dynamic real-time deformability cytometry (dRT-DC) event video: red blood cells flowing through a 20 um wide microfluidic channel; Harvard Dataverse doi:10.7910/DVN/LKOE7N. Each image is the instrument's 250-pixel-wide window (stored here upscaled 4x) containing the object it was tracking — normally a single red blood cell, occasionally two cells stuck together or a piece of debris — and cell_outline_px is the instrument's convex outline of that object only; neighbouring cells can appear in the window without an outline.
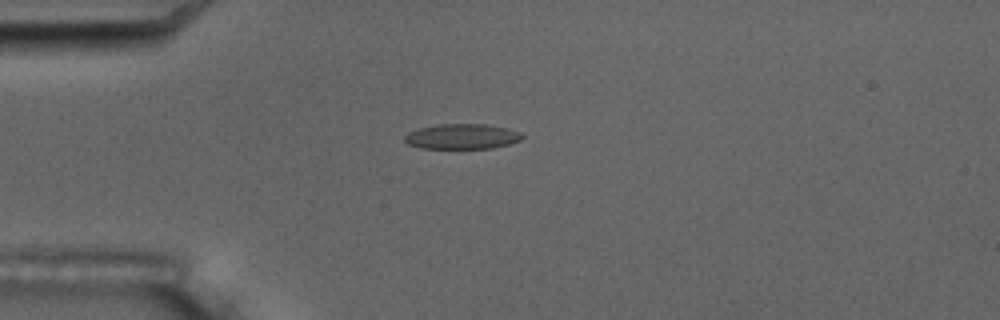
{"species": "common noctule bat (a hibernating species)", "species_latin": "Nyctalus noctula", "temperature_condition": "room temperature", "stored_images_in_passage": 7, "camera_frame_rate_fps": 3000, "um_per_image_px": 0.085, "animal": {"sex": "male", "body_mass_g": 17.5, "forearm_length_mm": 52.3}, "frame": {"image": 1, "passage_image": 3, "time_ms": 2.333, "image_size_px": [1000, 320], "cell_outline_px": [[524, 136], [520, 140], [508, 144], [492, 148], [420, 148], [408, 144], [404, 140], [404, 136], [408, 132], [420, 128], [440, 124], [484, 124], [508, 128], [520, 132]], "centroid_in_image_um": [39.27, 11.6], "position_along_channel_um": 45.7, "area_um2": 17.17}}
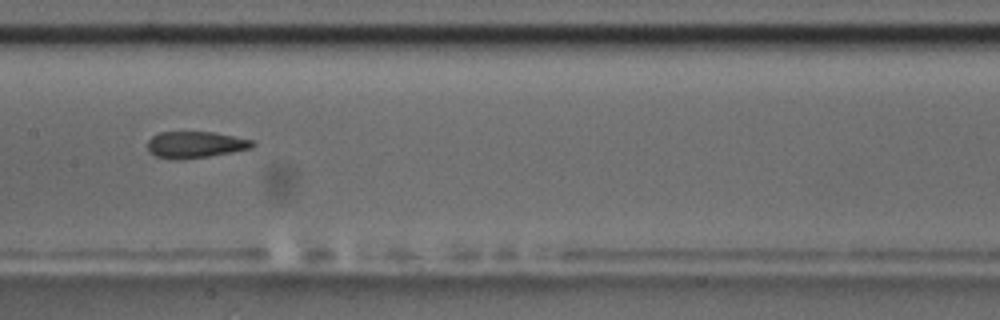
{"frame": {"image": 2, "passage_image": 7, "time_ms": 7.0, "image_size_px": [1000, 320], "cell_outline_px": [[256, 144], [252, 148], [232, 152], [208, 156], [176, 160], [156, 156], [148, 152], [148, 140], [152, 136], [160, 132], [212, 132], [252, 140]], "centroid_in_image_um": [16.58, 12.3], "position_along_channel_um": 190.8, "area_um2": 16.13}}